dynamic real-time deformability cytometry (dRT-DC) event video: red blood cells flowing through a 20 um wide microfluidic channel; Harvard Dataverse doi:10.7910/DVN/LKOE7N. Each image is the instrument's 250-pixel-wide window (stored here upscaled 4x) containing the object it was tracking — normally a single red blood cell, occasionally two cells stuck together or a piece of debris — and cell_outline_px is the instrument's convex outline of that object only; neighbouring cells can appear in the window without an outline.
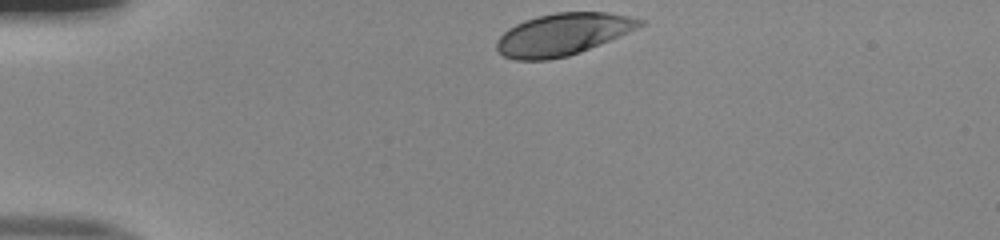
{"species": "human", "species_latin": "Homo sapiens", "temperature_condition": "room temperature", "stored_images_in_passage": 32, "camera_frame_rate_fps": 3000, "um_per_image_px": 0.085, "donor": {"sex": "male"}, "frame": {"image": 1, "passage_image": 1, "time_ms": 0.0, "image_size_px": [1000, 240], "cell_outline_px": [[644, 24], [636, 28], [580, 52], [568, 56], [548, 60], [516, 60], [504, 56], [496, 48], [496, 40], [508, 28], [524, 20], [536, 16], [556, 12], [608, 12], [628, 16], [644, 20]], "centroid_in_image_um": [47.78, 2.91], "position_along_channel_um": 37.2, "area_um2": 34.74}}
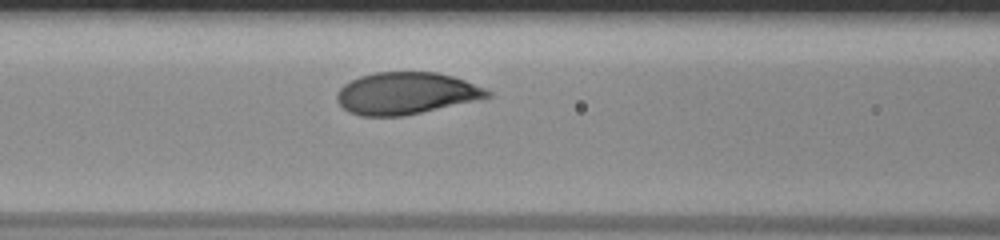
{"frame": {"image": 2, "passage_image": 12, "time_ms": 3.667, "image_size_px": [1000, 240], "cell_outline_px": [[492, 96], [404, 116], [360, 116], [348, 112], [336, 100], [336, 92], [344, 84], [360, 76], [376, 72], [436, 72], [452, 76], [464, 80], [484, 88], [492, 92]], "centroid_in_image_um": [34.47, 7.93], "position_along_channel_um": 132.1, "area_um2": 36.59}}
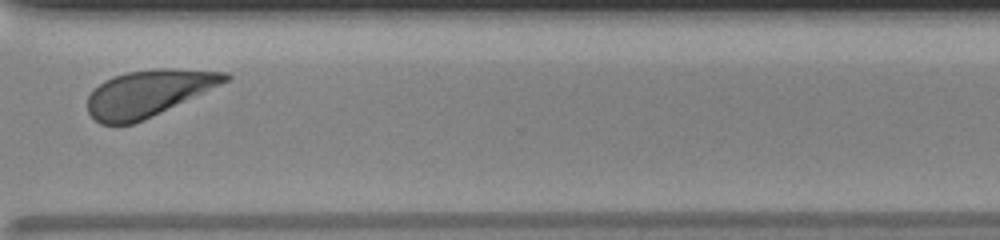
{"frame": {"image": 3, "passage_image": 29, "time_ms": 9.333, "image_size_px": [1000, 240], "cell_outline_px": [[232, 76], [228, 80], [204, 92], [144, 120], [132, 124], [100, 124], [88, 112], [88, 96], [104, 80], [112, 76], [128, 72], [156, 68], [172, 68], [228, 72]], "centroid_in_image_um": [12.61, 7.91], "position_along_channel_um": 358.0, "area_um2": 36.88}, "authors_computed_cell_mechanics": {"area_um2": 36.7319, "velocity_mm_per_s": 3.9883, "shape_relaxation_time_tau1_ms": 1.5929, "shape_relaxation_time_tau2_ms": null, "deformation_change_tau1": 0.1446, "deformation_change_tau2": null}}